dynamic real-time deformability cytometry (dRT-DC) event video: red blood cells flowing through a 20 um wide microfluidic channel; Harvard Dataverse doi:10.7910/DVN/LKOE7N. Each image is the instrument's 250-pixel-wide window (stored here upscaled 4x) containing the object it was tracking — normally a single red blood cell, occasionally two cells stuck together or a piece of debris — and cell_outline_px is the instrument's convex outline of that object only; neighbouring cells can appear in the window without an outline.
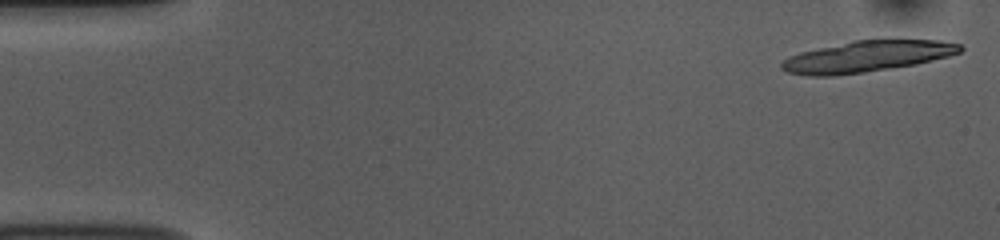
{"species": "common noctule bat (a hibernating species)", "species_latin": "Nyctalus noctula", "temperature_condition": "room temperature", "stored_images_in_passage": 30, "segment_of_instrument_passage": [1, 2], "camera_frame_rate_fps": 3000, "um_per_image_px": 0.085, "animal": {"sex": "female", "body_mass_g": 10.0, "forearm_length_mm": 53.1}, "frame": {"image": 1, "passage_image": 1, "time_ms": 0.0, "image_size_px": [1000, 240], "cell_outline_px": [[964, 48], [960, 52], [948, 56], [916, 64], [864, 72], [832, 76], [808, 76], [788, 72], [780, 68], [780, 64], [788, 56], [800, 52], [852, 40], [940, 40], [960, 44]], "centroid_in_image_um": [73.66, 4.8], "position_along_channel_um": 11.3, "area_um2": 32.31}}